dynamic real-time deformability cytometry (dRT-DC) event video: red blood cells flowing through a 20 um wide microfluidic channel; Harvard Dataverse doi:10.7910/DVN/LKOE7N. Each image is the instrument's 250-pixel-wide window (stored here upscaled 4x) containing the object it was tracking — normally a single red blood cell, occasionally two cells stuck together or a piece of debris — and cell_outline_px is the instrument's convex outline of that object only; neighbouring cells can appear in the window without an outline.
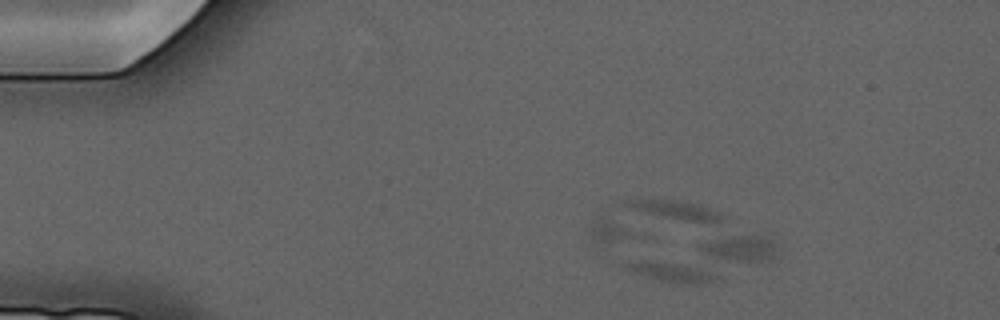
{"species": "common noctule bat (a hibernating species)", "species_latin": "Nyctalus noctula", "temperature_condition": "cold", "stored_images_in_passage": 5, "camera_frame_rate_fps": 3000, "um_per_image_px": 0.085, "animal": {"sex": "male", "forearm_length_mm": 52.5}, "frame": {"image": 1, "passage_image": 3, "time_ms": 2.333, "image_size_px": [1000, 320], "cell_outline_px": [[720, 280], [704, 284], [672, 284], [644, 276], [628, 268], [624, 264], [636, 260], [648, 260], [708, 268]], "centroid_in_image_um": [57.19, 23.15], "position_along_channel_um": 27.8, "area_um2": 10.58}}